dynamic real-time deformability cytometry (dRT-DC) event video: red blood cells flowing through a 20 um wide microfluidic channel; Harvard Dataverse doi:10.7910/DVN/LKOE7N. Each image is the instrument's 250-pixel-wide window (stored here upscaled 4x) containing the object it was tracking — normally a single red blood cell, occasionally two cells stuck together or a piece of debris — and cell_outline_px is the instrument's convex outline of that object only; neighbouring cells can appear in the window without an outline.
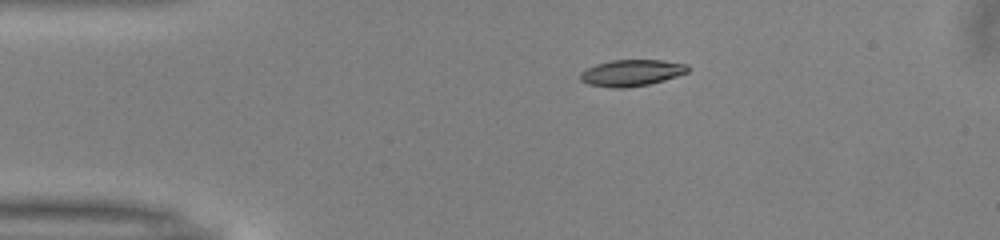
{"species": "common noctule bat (a hibernating species)", "species_latin": "Nyctalus noctula", "temperature_condition": "warm", "stored_images_in_passage": 33, "camera_frame_rate_fps": 3000, "um_per_image_px": 0.085, "animal": {"sex": "male", "body_mass_g": 13.0, "forearm_length_mm": 53.1}, "frame": {"image": 1, "passage_image": 1, "time_ms": 0.0, "image_size_px": [1000, 240], "cell_outline_px": [[688, 72], [664, 80], [648, 84], [624, 88], [612, 88], [588, 84], [580, 80], [580, 72], [596, 64], [612, 60], [660, 60], [688, 64]], "centroid_in_image_um": [53.66, 6.19], "position_along_channel_um": 31.3, "area_um2": 16.47}}
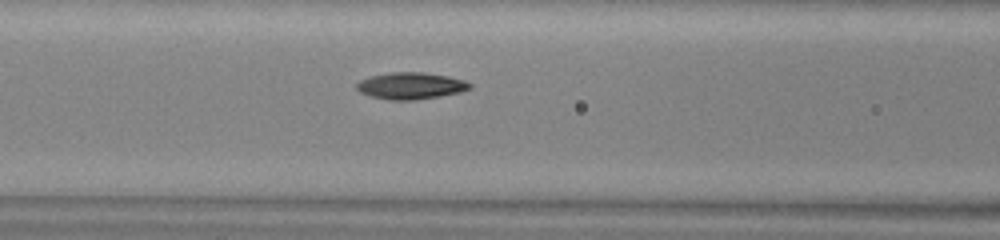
{"frame": {"image": 2, "passage_image": 12, "time_ms": 3.667, "image_size_px": [1000, 240], "cell_outline_px": [[472, 88], [460, 92], [440, 96], [412, 100], [388, 100], [372, 96], [360, 92], [356, 88], [356, 84], [360, 80], [372, 76], [392, 72], [424, 72], [448, 76], [464, 80], [472, 84]], "centroid_in_image_um": [34.94, 7.29], "position_along_channel_um": 131.7, "area_um2": 17.57}}
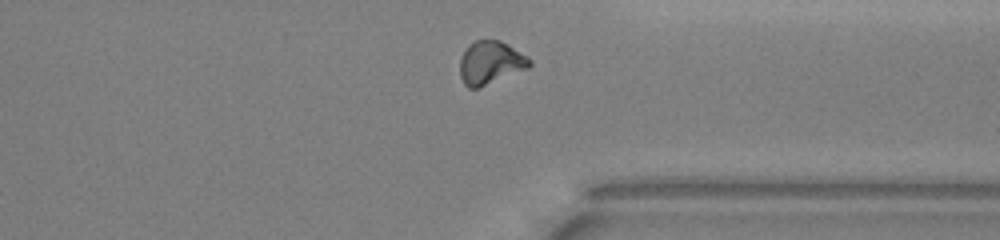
{"frame": {"image": 3, "passage_image": 30, "time_ms": 9.667, "image_size_px": [1000, 240], "cell_outline_px": [[532, 64], [528, 68], [476, 88], [468, 88], [464, 84], [460, 76], [460, 60], [468, 44], [476, 40], [500, 40], [508, 44], [532, 60]], "centroid_in_image_um": [41.68, 5.31], "position_along_channel_um": 369.7, "area_um2": 17.28}, "authors_computed_cell_mechanics": {"area_um2": 16.8198, "velocity_mm_per_s": 4.0091, "shape_relaxation_time_tau1_ms": 5.361, "shape_relaxation_time_tau2_ms": 6.8114, "deformation_change_tau1": 0.1816, "deformation_change_tau2": 0.1321}}